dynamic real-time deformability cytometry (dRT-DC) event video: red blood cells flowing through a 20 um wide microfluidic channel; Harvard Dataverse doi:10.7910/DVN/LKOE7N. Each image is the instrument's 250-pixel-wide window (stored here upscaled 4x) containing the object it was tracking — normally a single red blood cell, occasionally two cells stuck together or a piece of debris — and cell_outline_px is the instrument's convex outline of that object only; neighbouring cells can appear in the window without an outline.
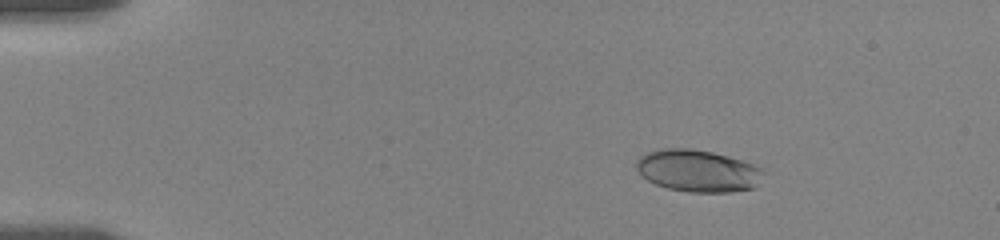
{"species": "human", "species_latin": "Homo sapiens", "temperature_condition": "room temperature", "stored_images_in_passage": 20, "camera_frame_rate_fps": 3000, "um_per_image_px": 0.085, "donor": {"sex": "female"}, "frame": {"image": 1, "passage_image": 7, "time_ms": 3.0, "image_size_px": [1000, 240], "cell_outline_px": [[764, 172], [756, 188], [728, 192], [688, 192], [668, 188], [656, 184], [648, 180], [636, 168], [636, 160], [640, 156], [648, 152], [664, 148], [688, 148], [712, 152], [728, 156], [752, 164], [760, 168]], "centroid_in_image_um": [59.32, 14.52], "position_along_channel_um": 25.7, "area_um2": 30.98}}
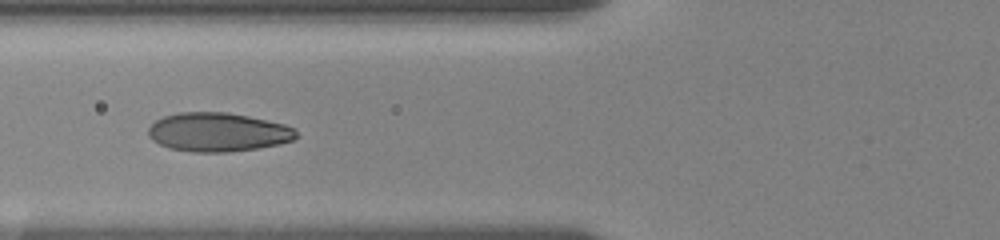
{"frame": {"image": 2, "passage_image": 16, "time_ms": 7.667, "image_size_px": [1000, 240], "cell_outline_px": [[300, 136], [292, 140], [280, 144], [256, 148], [228, 152], [192, 152], [168, 148], [152, 140], [148, 136], [148, 128], [156, 120], [164, 116], [180, 112], [228, 112], [248, 116], [284, 124], [296, 128]], "centroid_in_image_um": [18.54, 11.23], "position_along_channel_um": 107.3, "area_um2": 33.7}}
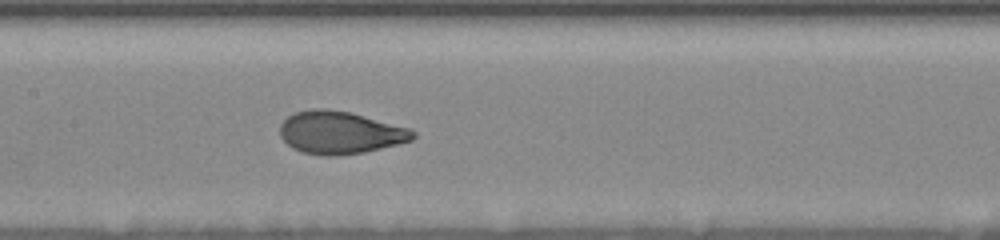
{"frame": {"image": 3, "passage_image": 20, "time_ms": 9.667, "image_size_px": [1000, 240], "cell_outline_px": [[416, 136], [412, 140], [364, 152], [336, 156], [324, 156], [304, 152], [292, 148], [280, 136], [280, 124], [288, 116], [296, 112], [312, 108], [324, 108], [348, 112], [408, 128], [416, 132]], "centroid_in_image_um": [28.87, 11.27], "position_along_channel_um": 178.5, "area_um2": 32.66}}